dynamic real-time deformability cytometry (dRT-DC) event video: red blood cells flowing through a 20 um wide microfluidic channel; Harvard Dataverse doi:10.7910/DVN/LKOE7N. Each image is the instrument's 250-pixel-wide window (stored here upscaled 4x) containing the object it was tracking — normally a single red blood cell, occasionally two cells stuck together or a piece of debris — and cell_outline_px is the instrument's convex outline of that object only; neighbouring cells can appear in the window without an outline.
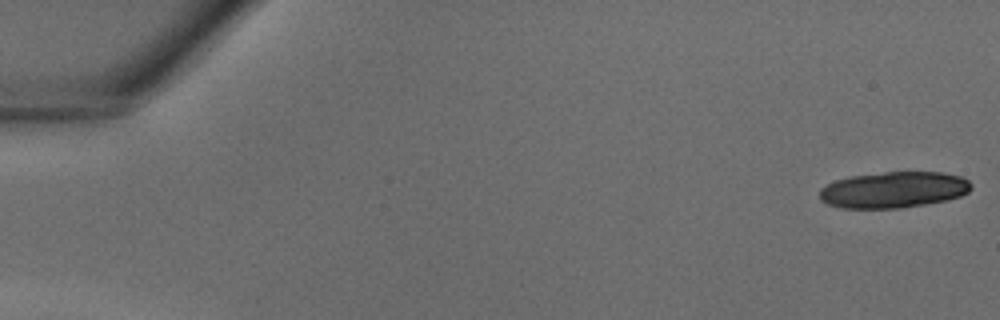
{"species": "common noctule bat (a hibernating species)", "species_latin": "Nyctalus noctula", "temperature_condition": "warm", "stored_images_in_passage": 16, "camera_frame_rate_fps": 3000, "um_per_image_px": 0.085, "animal": {"sex": "male", "body_mass_g": 18.8}, "frame": {"image": 1, "passage_image": 1, "time_ms": 0.0, "image_size_px": [1000, 320], "cell_outline_px": [[972, 188], [968, 192], [960, 196], [944, 200], [924, 204], [900, 208], [840, 208], [828, 204], [820, 200], [820, 188], [836, 180], [852, 176], [884, 172], [944, 172], [960, 176], [968, 180], [972, 184]], "centroid_in_image_um": [75.96, 16.13], "position_along_channel_um": 9.0, "area_um2": 31.91}}